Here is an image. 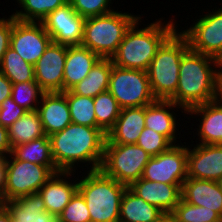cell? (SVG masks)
Wrapping results in <instances>:
<instances>
[{"label": "cell", "instance_id": "cell-15", "mask_svg": "<svg viewBox=\"0 0 222 222\" xmlns=\"http://www.w3.org/2000/svg\"><path fill=\"white\" fill-rule=\"evenodd\" d=\"M221 177L222 144L187 143V178L217 182Z\"/></svg>", "mask_w": 222, "mask_h": 222}, {"label": "cell", "instance_id": "cell-40", "mask_svg": "<svg viewBox=\"0 0 222 222\" xmlns=\"http://www.w3.org/2000/svg\"><path fill=\"white\" fill-rule=\"evenodd\" d=\"M12 146L9 141L8 128L0 124V156L7 157L11 154Z\"/></svg>", "mask_w": 222, "mask_h": 222}, {"label": "cell", "instance_id": "cell-26", "mask_svg": "<svg viewBox=\"0 0 222 222\" xmlns=\"http://www.w3.org/2000/svg\"><path fill=\"white\" fill-rule=\"evenodd\" d=\"M113 62L111 58H101L87 76L70 90L77 95L95 98L98 94L108 91L110 73Z\"/></svg>", "mask_w": 222, "mask_h": 222}, {"label": "cell", "instance_id": "cell-5", "mask_svg": "<svg viewBox=\"0 0 222 222\" xmlns=\"http://www.w3.org/2000/svg\"><path fill=\"white\" fill-rule=\"evenodd\" d=\"M179 29L162 43L147 69L156 100H169L177 90L180 62L189 49L188 40Z\"/></svg>", "mask_w": 222, "mask_h": 222}, {"label": "cell", "instance_id": "cell-35", "mask_svg": "<svg viewBox=\"0 0 222 222\" xmlns=\"http://www.w3.org/2000/svg\"><path fill=\"white\" fill-rule=\"evenodd\" d=\"M136 145L142 147L151 157H154L168 150L174 144L166 136L145 127L138 137Z\"/></svg>", "mask_w": 222, "mask_h": 222}, {"label": "cell", "instance_id": "cell-36", "mask_svg": "<svg viewBox=\"0 0 222 222\" xmlns=\"http://www.w3.org/2000/svg\"><path fill=\"white\" fill-rule=\"evenodd\" d=\"M59 222H91L84 197L77 191L58 215Z\"/></svg>", "mask_w": 222, "mask_h": 222}, {"label": "cell", "instance_id": "cell-24", "mask_svg": "<svg viewBox=\"0 0 222 222\" xmlns=\"http://www.w3.org/2000/svg\"><path fill=\"white\" fill-rule=\"evenodd\" d=\"M3 205L11 214L12 222H59L58 215L46 211L38 193L6 201Z\"/></svg>", "mask_w": 222, "mask_h": 222}, {"label": "cell", "instance_id": "cell-21", "mask_svg": "<svg viewBox=\"0 0 222 222\" xmlns=\"http://www.w3.org/2000/svg\"><path fill=\"white\" fill-rule=\"evenodd\" d=\"M181 199L191 205L204 206L222 217V191L216 181L187 178L181 186Z\"/></svg>", "mask_w": 222, "mask_h": 222}, {"label": "cell", "instance_id": "cell-39", "mask_svg": "<svg viewBox=\"0 0 222 222\" xmlns=\"http://www.w3.org/2000/svg\"><path fill=\"white\" fill-rule=\"evenodd\" d=\"M13 27V15L8 17H0V63L4 56V53L10 47V39Z\"/></svg>", "mask_w": 222, "mask_h": 222}, {"label": "cell", "instance_id": "cell-43", "mask_svg": "<svg viewBox=\"0 0 222 222\" xmlns=\"http://www.w3.org/2000/svg\"><path fill=\"white\" fill-rule=\"evenodd\" d=\"M0 222H12L11 214L3 204L0 206Z\"/></svg>", "mask_w": 222, "mask_h": 222}, {"label": "cell", "instance_id": "cell-38", "mask_svg": "<svg viewBox=\"0 0 222 222\" xmlns=\"http://www.w3.org/2000/svg\"><path fill=\"white\" fill-rule=\"evenodd\" d=\"M26 112L27 110L19 106L10 96L0 105V124L8 128Z\"/></svg>", "mask_w": 222, "mask_h": 222}, {"label": "cell", "instance_id": "cell-11", "mask_svg": "<svg viewBox=\"0 0 222 222\" xmlns=\"http://www.w3.org/2000/svg\"><path fill=\"white\" fill-rule=\"evenodd\" d=\"M187 142L174 144L151 157L141 178L167 184H182L187 179Z\"/></svg>", "mask_w": 222, "mask_h": 222}, {"label": "cell", "instance_id": "cell-33", "mask_svg": "<svg viewBox=\"0 0 222 222\" xmlns=\"http://www.w3.org/2000/svg\"><path fill=\"white\" fill-rule=\"evenodd\" d=\"M43 93L44 91L36 81H29L13 84L11 97L27 111H37Z\"/></svg>", "mask_w": 222, "mask_h": 222}, {"label": "cell", "instance_id": "cell-44", "mask_svg": "<svg viewBox=\"0 0 222 222\" xmlns=\"http://www.w3.org/2000/svg\"><path fill=\"white\" fill-rule=\"evenodd\" d=\"M153 222H174L173 217L169 213H164L160 218Z\"/></svg>", "mask_w": 222, "mask_h": 222}, {"label": "cell", "instance_id": "cell-13", "mask_svg": "<svg viewBox=\"0 0 222 222\" xmlns=\"http://www.w3.org/2000/svg\"><path fill=\"white\" fill-rule=\"evenodd\" d=\"M85 20L67 3L49 13L41 23L52 42L74 46L81 45Z\"/></svg>", "mask_w": 222, "mask_h": 222}, {"label": "cell", "instance_id": "cell-1", "mask_svg": "<svg viewBox=\"0 0 222 222\" xmlns=\"http://www.w3.org/2000/svg\"><path fill=\"white\" fill-rule=\"evenodd\" d=\"M49 139L58 171L77 172L79 167H82V171H86V168L87 171L101 168L107 139L102 129L72 122L60 132L49 136Z\"/></svg>", "mask_w": 222, "mask_h": 222}, {"label": "cell", "instance_id": "cell-30", "mask_svg": "<svg viewBox=\"0 0 222 222\" xmlns=\"http://www.w3.org/2000/svg\"><path fill=\"white\" fill-rule=\"evenodd\" d=\"M0 72L12 84L35 81L34 66L25 61L16 51L8 48L0 63Z\"/></svg>", "mask_w": 222, "mask_h": 222}, {"label": "cell", "instance_id": "cell-23", "mask_svg": "<svg viewBox=\"0 0 222 222\" xmlns=\"http://www.w3.org/2000/svg\"><path fill=\"white\" fill-rule=\"evenodd\" d=\"M100 59L99 55L82 45L67 46L63 92L70 90L84 79Z\"/></svg>", "mask_w": 222, "mask_h": 222}, {"label": "cell", "instance_id": "cell-29", "mask_svg": "<svg viewBox=\"0 0 222 222\" xmlns=\"http://www.w3.org/2000/svg\"><path fill=\"white\" fill-rule=\"evenodd\" d=\"M18 3L13 16L23 22H42L51 12L68 3V0H16Z\"/></svg>", "mask_w": 222, "mask_h": 222}, {"label": "cell", "instance_id": "cell-32", "mask_svg": "<svg viewBox=\"0 0 222 222\" xmlns=\"http://www.w3.org/2000/svg\"><path fill=\"white\" fill-rule=\"evenodd\" d=\"M94 110L97 119V127L107 134L114 126L120 114L121 108L117 100L109 91L100 93L94 98Z\"/></svg>", "mask_w": 222, "mask_h": 222}, {"label": "cell", "instance_id": "cell-41", "mask_svg": "<svg viewBox=\"0 0 222 222\" xmlns=\"http://www.w3.org/2000/svg\"><path fill=\"white\" fill-rule=\"evenodd\" d=\"M12 82L0 72V105L12 93Z\"/></svg>", "mask_w": 222, "mask_h": 222}, {"label": "cell", "instance_id": "cell-19", "mask_svg": "<svg viewBox=\"0 0 222 222\" xmlns=\"http://www.w3.org/2000/svg\"><path fill=\"white\" fill-rule=\"evenodd\" d=\"M181 186L182 184H167L140 178L128 188L147 203L171 214L181 199Z\"/></svg>", "mask_w": 222, "mask_h": 222}, {"label": "cell", "instance_id": "cell-45", "mask_svg": "<svg viewBox=\"0 0 222 222\" xmlns=\"http://www.w3.org/2000/svg\"><path fill=\"white\" fill-rule=\"evenodd\" d=\"M218 99L222 102V70L219 73Z\"/></svg>", "mask_w": 222, "mask_h": 222}, {"label": "cell", "instance_id": "cell-17", "mask_svg": "<svg viewBox=\"0 0 222 222\" xmlns=\"http://www.w3.org/2000/svg\"><path fill=\"white\" fill-rule=\"evenodd\" d=\"M186 115L189 121L194 118L196 123L200 122L193 133V136L196 133L194 137L198 136L197 144H222V102L219 99L194 106L186 111Z\"/></svg>", "mask_w": 222, "mask_h": 222}, {"label": "cell", "instance_id": "cell-18", "mask_svg": "<svg viewBox=\"0 0 222 222\" xmlns=\"http://www.w3.org/2000/svg\"><path fill=\"white\" fill-rule=\"evenodd\" d=\"M76 172L59 171L38 190L46 211L59 215L78 191ZM71 177L72 178L71 180ZM76 177V178H75ZM68 179V180H67Z\"/></svg>", "mask_w": 222, "mask_h": 222}, {"label": "cell", "instance_id": "cell-2", "mask_svg": "<svg viewBox=\"0 0 222 222\" xmlns=\"http://www.w3.org/2000/svg\"><path fill=\"white\" fill-rule=\"evenodd\" d=\"M219 60L190 48L183 54L177 90L169 99L185 111L218 99Z\"/></svg>", "mask_w": 222, "mask_h": 222}, {"label": "cell", "instance_id": "cell-48", "mask_svg": "<svg viewBox=\"0 0 222 222\" xmlns=\"http://www.w3.org/2000/svg\"><path fill=\"white\" fill-rule=\"evenodd\" d=\"M210 222H222V219L213 220V221H210Z\"/></svg>", "mask_w": 222, "mask_h": 222}, {"label": "cell", "instance_id": "cell-27", "mask_svg": "<svg viewBox=\"0 0 222 222\" xmlns=\"http://www.w3.org/2000/svg\"><path fill=\"white\" fill-rule=\"evenodd\" d=\"M10 144L13 147L46 136L37 111H27L8 127Z\"/></svg>", "mask_w": 222, "mask_h": 222}, {"label": "cell", "instance_id": "cell-22", "mask_svg": "<svg viewBox=\"0 0 222 222\" xmlns=\"http://www.w3.org/2000/svg\"><path fill=\"white\" fill-rule=\"evenodd\" d=\"M144 128L145 106L122 108L114 126L106 134V143L136 144Z\"/></svg>", "mask_w": 222, "mask_h": 222}, {"label": "cell", "instance_id": "cell-20", "mask_svg": "<svg viewBox=\"0 0 222 222\" xmlns=\"http://www.w3.org/2000/svg\"><path fill=\"white\" fill-rule=\"evenodd\" d=\"M37 112L48 137L72 123L67 98L63 92H44Z\"/></svg>", "mask_w": 222, "mask_h": 222}, {"label": "cell", "instance_id": "cell-28", "mask_svg": "<svg viewBox=\"0 0 222 222\" xmlns=\"http://www.w3.org/2000/svg\"><path fill=\"white\" fill-rule=\"evenodd\" d=\"M11 155L17 160L55 166L51 154V141L47 135L13 147Z\"/></svg>", "mask_w": 222, "mask_h": 222}, {"label": "cell", "instance_id": "cell-4", "mask_svg": "<svg viewBox=\"0 0 222 222\" xmlns=\"http://www.w3.org/2000/svg\"><path fill=\"white\" fill-rule=\"evenodd\" d=\"M78 191L84 197L91 222H119L122 196L128 186L107 176L101 169L79 171Z\"/></svg>", "mask_w": 222, "mask_h": 222}, {"label": "cell", "instance_id": "cell-37", "mask_svg": "<svg viewBox=\"0 0 222 222\" xmlns=\"http://www.w3.org/2000/svg\"><path fill=\"white\" fill-rule=\"evenodd\" d=\"M68 3L84 18L106 15L115 11L112 0H68Z\"/></svg>", "mask_w": 222, "mask_h": 222}, {"label": "cell", "instance_id": "cell-31", "mask_svg": "<svg viewBox=\"0 0 222 222\" xmlns=\"http://www.w3.org/2000/svg\"><path fill=\"white\" fill-rule=\"evenodd\" d=\"M63 93L67 98L71 121L79 125L97 127L94 98L74 94L71 90Z\"/></svg>", "mask_w": 222, "mask_h": 222}, {"label": "cell", "instance_id": "cell-10", "mask_svg": "<svg viewBox=\"0 0 222 222\" xmlns=\"http://www.w3.org/2000/svg\"><path fill=\"white\" fill-rule=\"evenodd\" d=\"M215 8V10H214ZM202 12L194 24L183 27L181 33L188 40L189 48L195 52L220 60L222 57V7ZM217 8V9H216ZM186 28L185 30H183Z\"/></svg>", "mask_w": 222, "mask_h": 222}, {"label": "cell", "instance_id": "cell-9", "mask_svg": "<svg viewBox=\"0 0 222 222\" xmlns=\"http://www.w3.org/2000/svg\"><path fill=\"white\" fill-rule=\"evenodd\" d=\"M108 91L121 109L147 106L156 101L144 70L125 69L113 64Z\"/></svg>", "mask_w": 222, "mask_h": 222}, {"label": "cell", "instance_id": "cell-34", "mask_svg": "<svg viewBox=\"0 0 222 222\" xmlns=\"http://www.w3.org/2000/svg\"><path fill=\"white\" fill-rule=\"evenodd\" d=\"M171 215L174 222H210L222 219L217 212L207 210L204 206L191 205L182 199Z\"/></svg>", "mask_w": 222, "mask_h": 222}, {"label": "cell", "instance_id": "cell-6", "mask_svg": "<svg viewBox=\"0 0 222 222\" xmlns=\"http://www.w3.org/2000/svg\"><path fill=\"white\" fill-rule=\"evenodd\" d=\"M113 11L106 15L88 17L84 23L81 45L101 58H111L122 42L127 30L142 16Z\"/></svg>", "mask_w": 222, "mask_h": 222}, {"label": "cell", "instance_id": "cell-16", "mask_svg": "<svg viewBox=\"0 0 222 222\" xmlns=\"http://www.w3.org/2000/svg\"><path fill=\"white\" fill-rule=\"evenodd\" d=\"M178 109L182 113H180L179 116L182 115L185 118L186 111L181 106L176 105L173 101L156 100L145 106V127L166 136L173 144L182 143L181 140H177L180 139V136L182 135L179 131V129H181L179 127L182 123L180 124V122H178L181 120H177ZM175 111L177 113H175Z\"/></svg>", "mask_w": 222, "mask_h": 222}, {"label": "cell", "instance_id": "cell-42", "mask_svg": "<svg viewBox=\"0 0 222 222\" xmlns=\"http://www.w3.org/2000/svg\"><path fill=\"white\" fill-rule=\"evenodd\" d=\"M6 157L0 156V201L4 203V191L6 185Z\"/></svg>", "mask_w": 222, "mask_h": 222}, {"label": "cell", "instance_id": "cell-25", "mask_svg": "<svg viewBox=\"0 0 222 222\" xmlns=\"http://www.w3.org/2000/svg\"><path fill=\"white\" fill-rule=\"evenodd\" d=\"M163 214L158 207L147 203L126 188L121 199L119 222H153Z\"/></svg>", "mask_w": 222, "mask_h": 222}, {"label": "cell", "instance_id": "cell-7", "mask_svg": "<svg viewBox=\"0 0 222 222\" xmlns=\"http://www.w3.org/2000/svg\"><path fill=\"white\" fill-rule=\"evenodd\" d=\"M151 155L136 144L105 143L101 170L117 182L129 186L141 178Z\"/></svg>", "mask_w": 222, "mask_h": 222}, {"label": "cell", "instance_id": "cell-3", "mask_svg": "<svg viewBox=\"0 0 222 222\" xmlns=\"http://www.w3.org/2000/svg\"><path fill=\"white\" fill-rule=\"evenodd\" d=\"M143 17L138 18L127 30L117 52L111 57L114 65L125 69L147 71L151 61L162 43L177 29L179 25L173 19L158 18L141 27ZM175 21V22H174ZM139 26L141 28H139Z\"/></svg>", "mask_w": 222, "mask_h": 222}, {"label": "cell", "instance_id": "cell-8", "mask_svg": "<svg viewBox=\"0 0 222 222\" xmlns=\"http://www.w3.org/2000/svg\"><path fill=\"white\" fill-rule=\"evenodd\" d=\"M6 166L4 202L37 193L54 173L59 172L56 166L17 160L11 154L6 157Z\"/></svg>", "mask_w": 222, "mask_h": 222}, {"label": "cell", "instance_id": "cell-47", "mask_svg": "<svg viewBox=\"0 0 222 222\" xmlns=\"http://www.w3.org/2000/svg\"><path fill=\"white\" fill-rule=\"evenodd\" d=\"M219 67H220V70H222V57H221V59L219 60Z\"/></svg>", "mask_w": 222, "mask_h": 222}, {"label": "cell", "instance_id": "cell-12", "mask_svg": "<svg viewBox=\"0 0 222 222\" xmlns=\"http://www.w3.org/2000/svg\"><path fill=\"white\" fill-rule=\"evenodd\" d=\"M51 42L41 22H23L13 16L10 48L29 64L34 66Z\"/></svg>", "mask_w": 222, "mask_h": 222}, {"label": "cell", "instance_id": "cell-14", "mask_svg": "<svg viewBox=\"0 0 222 222\" xmlns=\"http://www.w3.org/2000/svg\"><path fill=\"white\" fill-rule=\"evenodd\" d=\"M67 45L51 42L34 65L35 81L44 92H63Z\"/></svg>", "mask_w": 222, "mask_h": 222}, {"label": "cell", "instance_id": "cell-46", "mask_svg": "<svg viewBox=\"0 0 222 222\" xmlns=\"http://www.w3.org/2000/svg\"><path fill=\"white\" fill-rule=\"evenodd\" d=\"M217 182H218V184H219V186H220V189H221V191H222V177H221Z\"/></svg>", "mask_w": 222, "mask_h": 222}]
</instances>
